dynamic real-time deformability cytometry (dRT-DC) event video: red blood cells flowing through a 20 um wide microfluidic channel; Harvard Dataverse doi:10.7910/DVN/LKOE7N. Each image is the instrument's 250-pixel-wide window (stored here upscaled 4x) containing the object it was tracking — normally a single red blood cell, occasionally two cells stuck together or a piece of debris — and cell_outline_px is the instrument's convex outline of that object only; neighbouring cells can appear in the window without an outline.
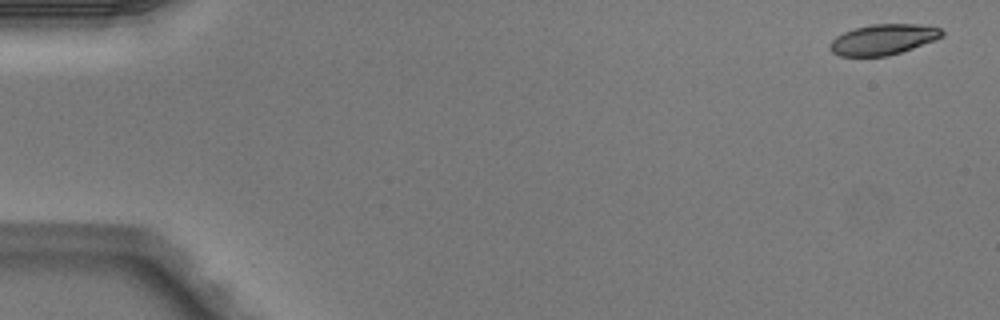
{"species": "Egyptian fruit bat (a non-hibernating species)", "species_latin": "Rousettus aegyptiacus", "temperature_condition": "warm", "stored_images_in_passage": 5, "camera_frame_rate_fps": 3000, "um_per_image_px": 0.085, "animal": {"sex": "male"}, "frame": {"image": 1, "passage_image": 1, "time_ms": 0.0, "image_size_px": [1000, 320], "cell_outline_px": [[944, 36], [936, 40], [888, 56], [840, 56], [832, 52], [828, 48], [828, 44], [836, 36], [844, 32], [856, 28], [872, 24], [916, 24], [940, 28], [944, 32]], "centroid_in_image_um": [75.06, 3.36], "position_along_channel_um": 9.9, "area_um2": 19.94}}